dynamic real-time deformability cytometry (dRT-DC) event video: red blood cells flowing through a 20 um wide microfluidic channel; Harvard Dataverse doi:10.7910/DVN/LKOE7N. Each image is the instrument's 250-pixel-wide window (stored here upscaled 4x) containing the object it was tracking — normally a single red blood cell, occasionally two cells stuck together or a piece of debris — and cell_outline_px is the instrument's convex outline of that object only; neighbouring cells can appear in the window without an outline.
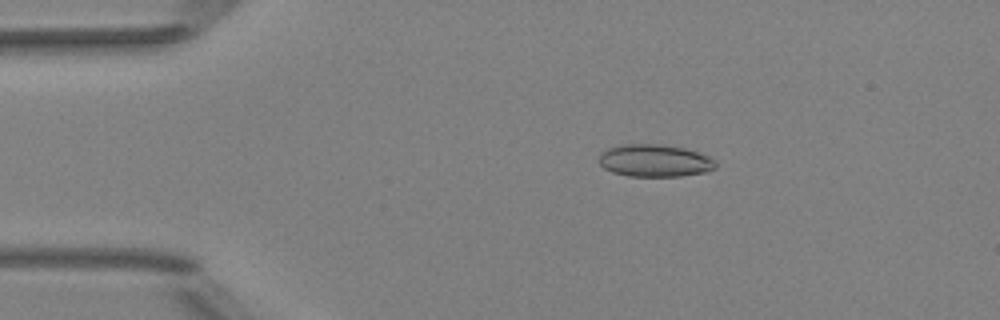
{"species": "Egyptian fruit bat (a non-hibernating species)", "species_latin": "Rousettus aegyptiacus", "temperature_condition": "room temperature", "stored_images_in_passage": 50, "camera_frame_rate_fps": 3000, "um_per_image_px": 0.085, "animal": {"sex": "female"}, "frame": {"image": 1, "passage_image": 9, "time_ms": 2.667, "image_size_px": [1000, 320], "cell_outline_px": [[716, 168], [704, 172], [680, 176], [628, 176], [612, 172], [604, 168], [600, 164], [600, 152], [608, 148], [620, 144], [660, 144], [684, 148], [712, 156], [716, 160]], "centroid_in_image_um": [55.67, 13.65], "position_along_channel_um": 29.3, "area_um2": 22.2}}
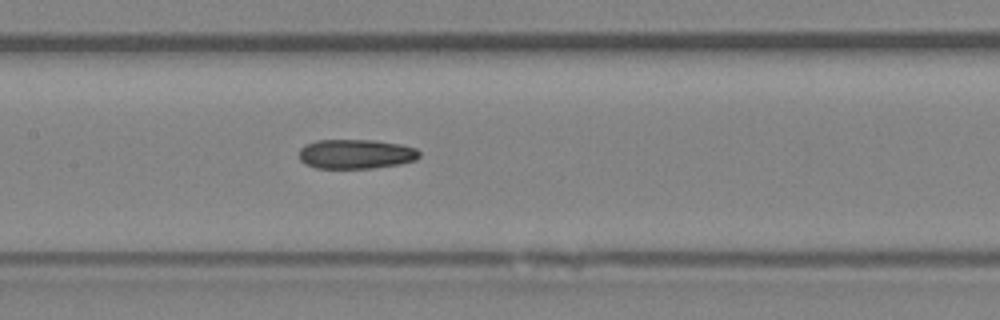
{"frame": {"image": 2, "passage_image": 24, "time_ms": 7.667, "image_size_px": [1000, 320], "cell_outline_px": [[420, 156], [416, 160], [400, 164], [372, 168], [316, 168], [304, 164], [300, 160], [300, 148], [304, 144], [316, 140], [372, 140], [400, 144], [416, 148], [420, 152]], "centroid_in_image_um": [30.24, 13.09], "position_along_channel_um": 177.2, "area_um2": 20.81}}
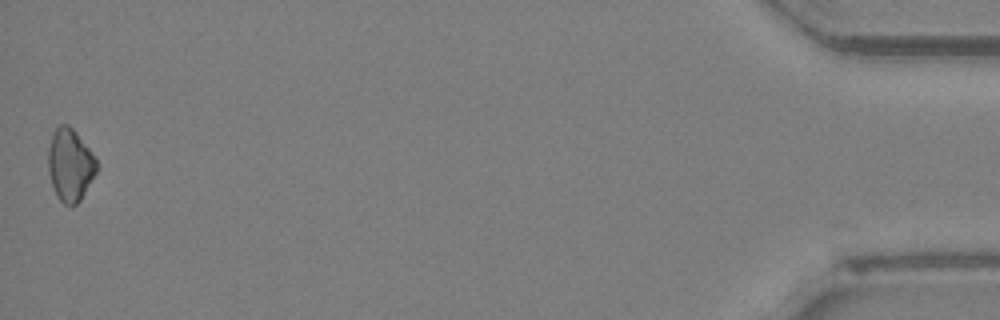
{"frame": {"image": 3, "passage_image": 50, "time_ms": 16.333, "image_size_px": [1000, 320], "cell_outline_px": [[96, 172], [80, 200], [72, 208], [64, 204], [56, 196], [48, 172], [48, 148], [52, 132], [60, 124], [68, 124], [76, 132], [88, 148], [96, 160]], "centroid_in_image_um": [5.92, 14.03], "position_along_channel_um": 429.3, "area_um2": 20.35}, "authors_computed_cell_mechanics": {"area_um2": 21.0392, "velocity_mm_per_s": 4.0324, "shape_relaxation_time_tau1_ms": 8.6705, "shape_relaxation_time_tau2_ms": null, "deformation_change_tau1": 0.1177, "deformation_change_tau2": null}}